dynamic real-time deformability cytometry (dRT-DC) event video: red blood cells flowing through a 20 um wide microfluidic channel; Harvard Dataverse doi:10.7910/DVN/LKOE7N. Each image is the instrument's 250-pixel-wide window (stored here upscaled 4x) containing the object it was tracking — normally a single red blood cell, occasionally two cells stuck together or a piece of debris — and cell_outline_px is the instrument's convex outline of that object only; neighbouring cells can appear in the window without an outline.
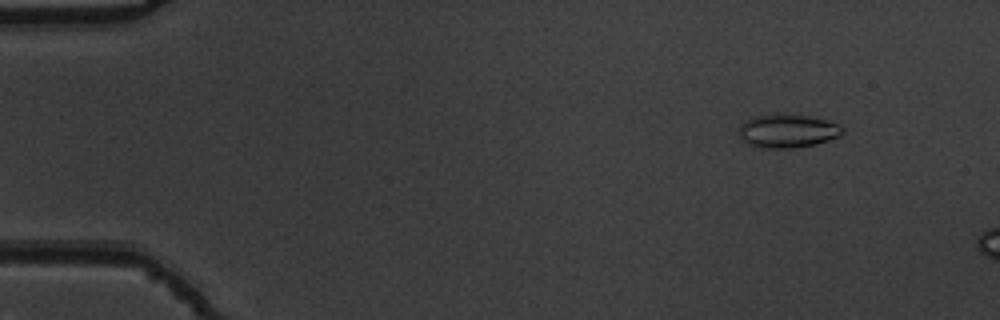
{"species": "common noctule bat (a hibernating species)", "species_latin": "Nyctalus noctula", "temperature_condition": "warm", "stored_images_in_passage": 11, "camera_frame_rate_fps": 3000, "um_per_image_px": 0.085, "animal": {"sex": "male", "body_mass_g": 19.5, "forearm_length_mm": 54.6}, "frame": {"image": 1, "passage_image": 5, "time_ms": 1.333, "image_size_px": [1000, 320], "cell_outline_px": [[844, 132], [840, 136], [816, 144], [792, 148], [760, 148], [748, 144], [740, 140], [736, 132], [740, 124], [752, 116], [776, 112], [784, 112], [808, 116], [824, 120], [836, 124], [844, 128]], "centroid_in_image_um": [66.85, 11.11], "position_along_channel_um": 18.2, "area_um2": 20.87}}